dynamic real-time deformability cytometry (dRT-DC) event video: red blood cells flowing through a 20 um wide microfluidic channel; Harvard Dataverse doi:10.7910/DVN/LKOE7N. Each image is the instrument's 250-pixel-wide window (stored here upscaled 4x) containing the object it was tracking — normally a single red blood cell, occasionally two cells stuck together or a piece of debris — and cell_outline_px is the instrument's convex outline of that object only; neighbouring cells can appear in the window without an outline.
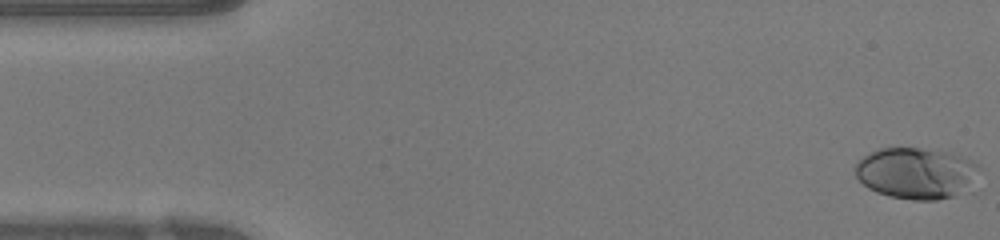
{"species": "human", "species_latin": "Homo sapiens", "temperature_condition": "warm", "stored_images_in_passage": 48, "camera_frame_rate_fps": 3000, "um_per_image_px": 0.085, "donor": {"sex": "female"}, "frame": {"image": 1, "passage_image": 1, "time_ms": 0.0, "image_size_px": [1000, 240], "cell_outline_px": [[984, 168], [972, 192], [936, 200], [912, 200], [888, 196], [876, 192], [868, 188], [856, 176], [856, 164], [864, 156], [880, 148], [920, 148], [952, 152], [972, 160], [980, 164]], "centroid_in_image_um": [78.05, 14.74], "position_along_channel_um": 7.0, "area_um2": 38.21}}
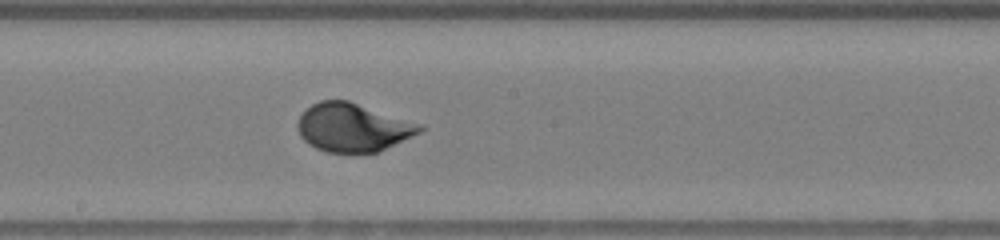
{"frame": {"image": 2, "passage_image": 25, "time_ms": 8.0, "image_size_px": [1000, 240], "cell_outline_px": [[424, 128], [420, 132], [380, 152], [328, 152], [316, 148], [308, 144], [300, 136], [296, 128], [296, 124], [300, 116], [312, 104], [320, 100], [348, 100], [424, 124]], "centroid_in_image_um": [30.01, 10.83], "position_along_channel_um": 218.2, "area_um2": 34.62}}
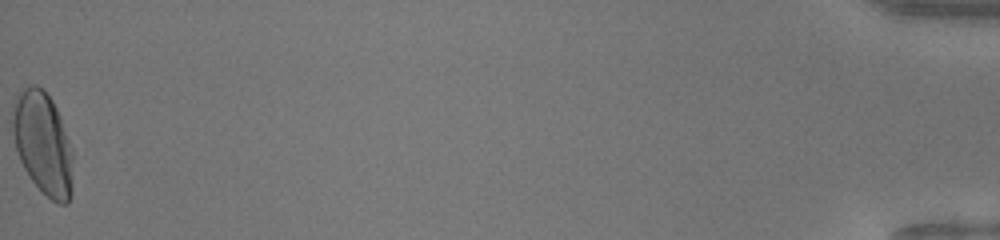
{"frame": {"image": 3, "passage_image": 48, "time_ms": 15.667, "image_size_px": [1000, 240], "cell_outline_px": [[72, 192], [68, 204], [60, 204], [52, 200], [28, 176], [20, 160], [16, 148], [12, 132], [12, 112], [16, 100], [20, 92], [24, 88], [32, 84], [36, 84], [52, 100], [56, 108], [72, 148]], "centroid_in_image_um": [3.65, 12.21], "position_along_channel_um": 431.5, "area_um2": 35.72}, "authors_computed_cell_mechanics": {"area_um2": 34.3043, "velocity_mm_per_s": 4.2366, "shape_relaxation_time_tau1_ms": 3.5586, "shape_relaxation_time_tau2_ms": null, "deformation_change_tau1": 0.1748, "deformation_change_tau2": null}}